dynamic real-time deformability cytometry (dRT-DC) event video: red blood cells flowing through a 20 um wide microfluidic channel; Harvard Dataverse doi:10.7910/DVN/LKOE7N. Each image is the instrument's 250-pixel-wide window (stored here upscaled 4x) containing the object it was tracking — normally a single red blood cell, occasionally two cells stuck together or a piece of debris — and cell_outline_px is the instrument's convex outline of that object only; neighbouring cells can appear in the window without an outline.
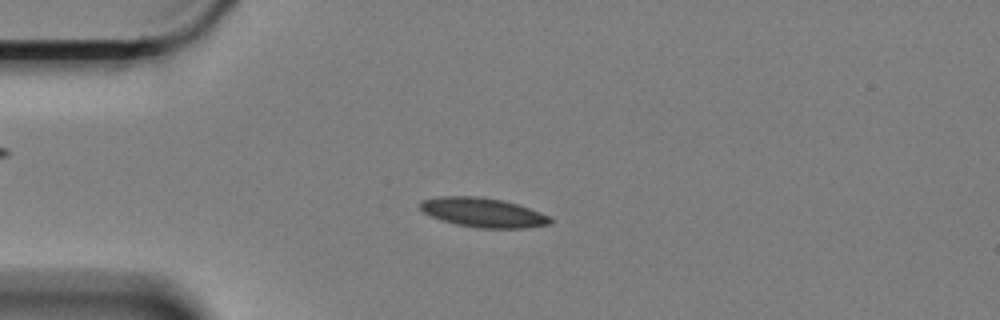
{"species": "Egyptian fruit bat (a non-hibernating species)", "species_latin": "Rousettus aegyptiacus", "temperature_condition": "cold", "stored_images_in_passage": 4, "camera_frame_rate_fps": 3000, "um_per_image_px": 0.085, "animal": {"sex": "female"}, "frame": {"image": 1, "passage_image": 3, "time_ms": 0.667, "image_size_px": [1000, 320], "cell_outline_px": [[552, 224], [524, 228], [476, 228], [456, 224], [440, 220], [424, 212], [420, 208], [420, 204], [424, 200], [440, 196], [480, 196], [504, 200], [552, 216]], "centroid_in_image_um": [41.1, 18.07], "position_along_channel_um": 43.9, "area_um2": 22.31}}